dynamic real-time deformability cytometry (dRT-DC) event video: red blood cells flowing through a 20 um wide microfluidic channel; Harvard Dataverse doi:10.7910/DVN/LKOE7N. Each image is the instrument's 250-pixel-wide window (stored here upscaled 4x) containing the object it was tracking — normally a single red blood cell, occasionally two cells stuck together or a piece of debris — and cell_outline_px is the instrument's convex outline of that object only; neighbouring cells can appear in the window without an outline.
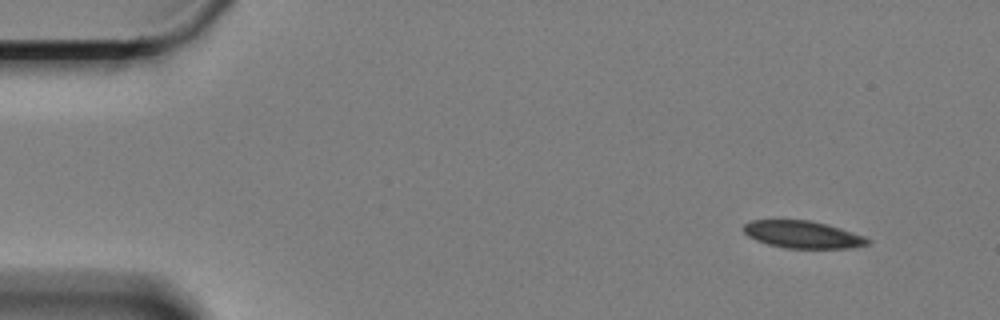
{"species": "Egyptian fruit bat (a non-hibernating species)", "species_latin": "Rousettus aegyptiacus", "temperature_condition": "cold", "stored_images_in_passage": 5, "camera_frame_rate_fps": 3000, "um_per_image_px": 0.085, "animal": {"sex": "female"}, "frame": {"image": 1, "passage_image": 1, "time_ms": 0.0, "image_size_px": [1000, 320], "cell_outline_px": [[872, 240], [868, 244], [852, 248], [784, 248], [768, 244], [756, 240], [748, 236], [744, 232], [744, 224], [752, 220], [812, 220], [840, 228], [864, 236]], "centroid_in_image_um": [68.24, 19.94], "position_along_channel_um": 16.8, "area_um2": 19.71}}